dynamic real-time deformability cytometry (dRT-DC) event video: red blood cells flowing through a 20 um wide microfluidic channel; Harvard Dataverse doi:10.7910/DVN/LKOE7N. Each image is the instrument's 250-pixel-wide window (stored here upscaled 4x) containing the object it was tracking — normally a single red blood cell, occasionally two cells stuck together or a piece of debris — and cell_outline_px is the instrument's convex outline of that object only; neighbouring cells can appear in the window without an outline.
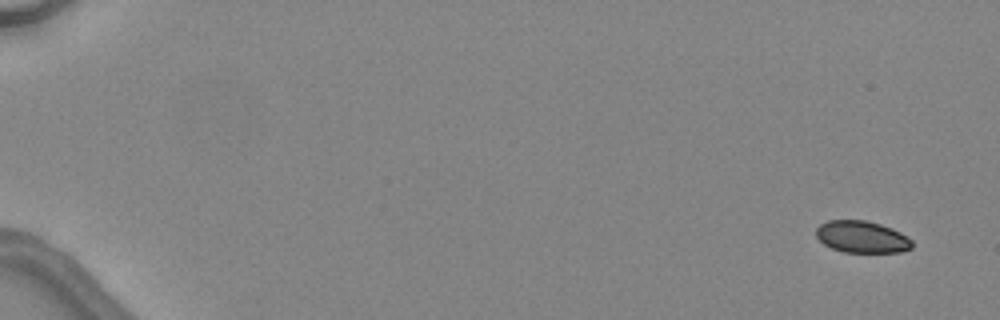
{"species": "common noctule bat (a hibernating species)", "species_latin": "Nyctalus noctula", "temperature_condition": "warm", "stored_images_in_passage": 5, "camera_frame_rate_fps": 3000, "um_per_image_px": 0.085, "animal": {"sex": "female", "body_mass_g": 24.6, "forearm_length_mm": 56.2}, "frame": {"image": 1, "passage_image": 1, "time_ms": 0.0, "image_size_px": [1000, 320], "cell_outline_px": [[912, 248], [900, 252], [844, 252], [832, 248], [824, 244], [816, 236], [816, 228], [820, 224], [828, 220], [864, 220], [880, 224], [892, 228], [900, 232], [912, 240]], "centroid_in_image_um": [73.26, 20.13], "position_along_channel_um": 11.7, "area_um2": 17.8}}
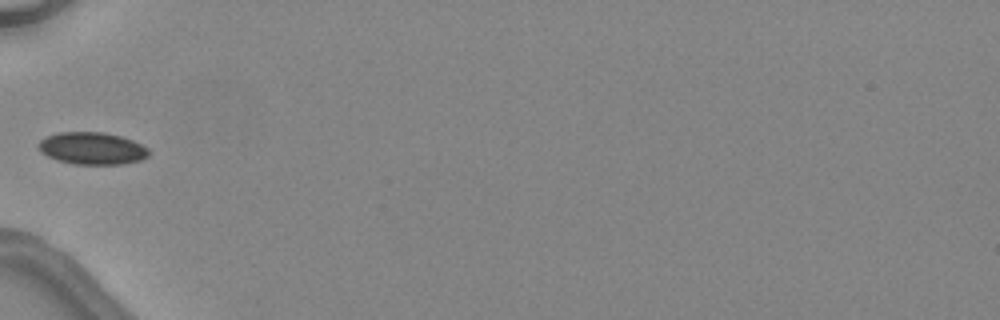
{"frame": {"image": 2, "passage_image": 5, "time_ms": 5.667, "image_size_px": [1000, 320], "cell_outline_px": [[148, 156], [140, 160], [124, 164], [72, 164], [48, 156], [40, 152], [36, 144], [40, 140], [48, 136], [60, 132], [104, 132], [120, 136], [132, 140], [148, 148]], "centroid_in_image_um": [7.81, 12.61], "position_along_channel_um": 77.2, "area_um2": 20.63}}